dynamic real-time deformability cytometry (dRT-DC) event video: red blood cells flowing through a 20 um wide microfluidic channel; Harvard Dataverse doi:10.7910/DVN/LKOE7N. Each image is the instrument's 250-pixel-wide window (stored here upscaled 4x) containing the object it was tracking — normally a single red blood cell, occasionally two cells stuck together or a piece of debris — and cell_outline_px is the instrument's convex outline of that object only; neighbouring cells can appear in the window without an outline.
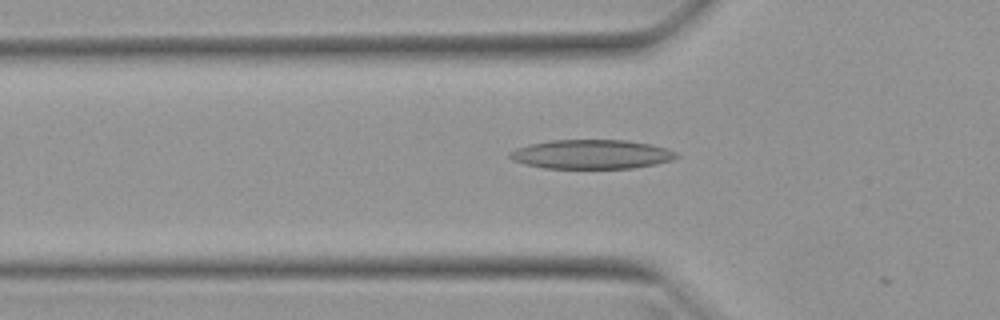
{"species": "Egyptian fruit bat (a non-hibernating species)", "species_latin": "Rousettus aegyptiacus", "temperature_condition": "warm", "stored_images_in_passage": 16, "camera_frame_rate_fps": 3000, "um_per_image_px": 0.085, "animal": {"sex": "female"}, "frame": {"image": 1, "passage_image": 8, "time_ms": 2.333, "image_size_px": [1000, 320], "cell_outline_px": [[680, 156], [672, 160], [656, 164], [632, 168], [544, 168], [512, 160], [508, 156], [508, 152], [516, 148], [528, 144], [552, 140], [628, 140], [652, 144], [668, 148], [676, 152]], "centroid_in_image_um": [50.3, 13.1], "position_along_channel_um": 75.5, "area_um2": 28.5}}
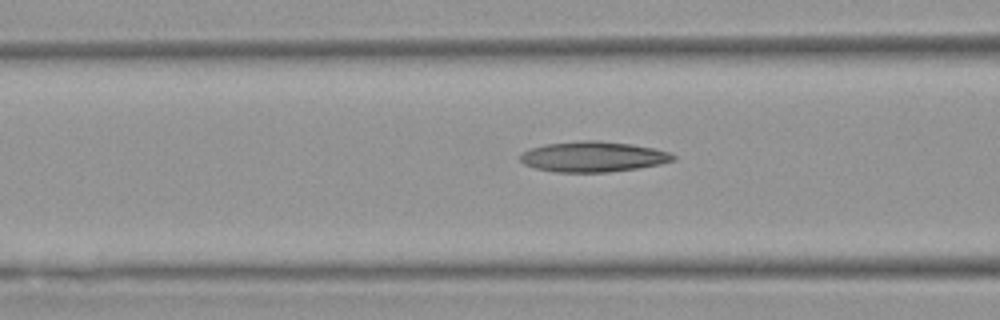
{"frame": {"image": 2, "passage_image": 11, "time_ms": 3.333, "image_size_px": [1000, 320], "cell_outline_px": [[676, 160], [660, 164], [636, 168], [608, 172], [556, 172], [536, 168], [524, 164], [520, 160], [520, 152], [528, 148], [544, 144], [580, 140], [596, 140], [632, 144], [652, 148], [668, 152], [676, 156]], "centroid_in_image_um": [50.37, 13.31], "position_along_channel_um": 116.2, "area_um2": 27.22}}
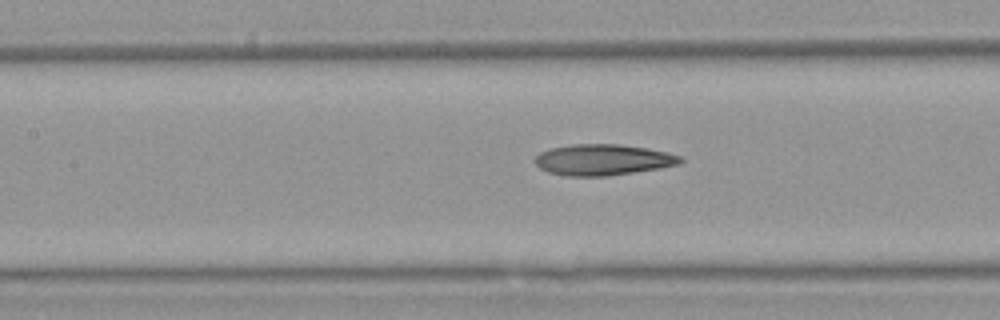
{"frame": {"image": 3, "passage_image": 14, "time_ms": 4.333, "image_size_px": [1000, 320], "cell_outline_px": [[684, 160], [680, 164], [660, 168], [608, 176], [564, 176], [548, 172], [540, 168], [532, 160], [540, 152], [552, 148], [572, 144], [620, 144], [648, 148], [668, 152], [680, 156]], "centroid_in_image_um": [51.25, 13.58], "position_along_channel_um": 156.2, "area_um2": 26.47}}